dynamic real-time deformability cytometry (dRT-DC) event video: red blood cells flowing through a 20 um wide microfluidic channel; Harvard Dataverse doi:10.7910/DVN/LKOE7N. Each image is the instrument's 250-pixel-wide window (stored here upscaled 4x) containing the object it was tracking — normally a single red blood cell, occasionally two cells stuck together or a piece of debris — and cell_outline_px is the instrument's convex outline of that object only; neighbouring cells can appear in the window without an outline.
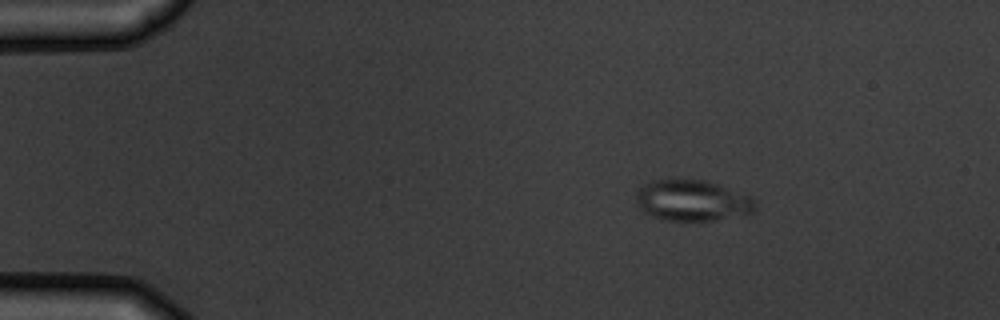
{"species": "common noctule bat (a hibernating species)", "species_latin": "Nyctalus noctula", "temperature_condition": "warm", "stored_images_in_passage": 3, "camera_frame_rate_fps": 3000, "um_per_image_px": 0.085, "animal": {"sex": "male", "body_mass_g": 19.5, "forearm_length_mm": 54.6}, "frame": {"image": 1, "passage_image": 1, "time_ms": 0.0, "image_size_px": [1000, 320], "cell_outline_px": [[756, 208], [752, 212], [712, 220], [664, 220], [652, 216], [644, 212], [640, 208], [636, 200], [636, 192], [644, 184], [652, 180], [708, 180], [720, 184], [748, 196], [756, 204]], "centroid_in_image_um": [58.8, 17.03], "position_along_channel_um": 26.2, "area_um2": 28.03}}